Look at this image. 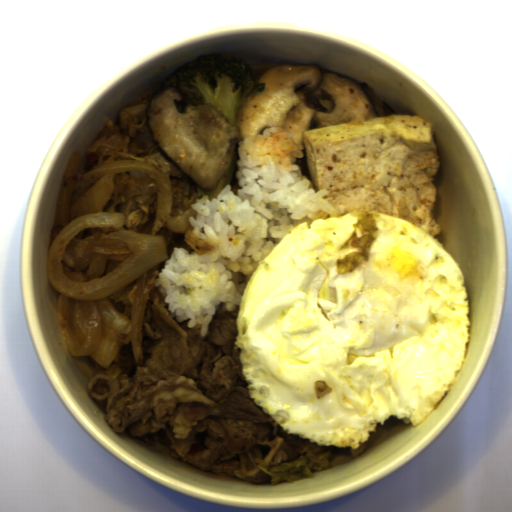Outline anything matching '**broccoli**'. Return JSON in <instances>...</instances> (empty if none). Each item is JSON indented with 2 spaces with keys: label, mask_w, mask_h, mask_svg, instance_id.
<instances>
[{
  "label": "broccoli",
  "mask_w": 512,
  "mask_h": 512,
  "mask_svg": "<svg viewBox=\"0 0 512 512\" xmlns=\"http://www.w3.org/2000/svg\"><path fill=\"white\" fill-rule=\"evenodd\" d=\"M162 87L175 93L177 111L208 104L236 126L242 104L265 83L240 56L212 55L170 72Z\"/></svg>",
  "instance_id": "obj_1"
},
{
  "label": "broccoli",
  "mask_w": 512,
  "mask_h": 512,
  "mask_svg": "<svg viewBox=\"0 0 512 512\" xmlns=\"http://www.w3.org/2000/svg\"><path fill=\"white\" fill-rule=\"evenodd\" d=\"M238 159H240L239 155V147L237 146L233 151L232 158L224 170V172L219 176L215 185L208 190H203V195H207L209 200L212 202L213 198H217L219 194L223 191V189L227 185H231L232 181L237 177L236 172L239 171L240 167L237 165Z\"/></svg>",
  "instance_id": "obj_2"
}]
</instances>
